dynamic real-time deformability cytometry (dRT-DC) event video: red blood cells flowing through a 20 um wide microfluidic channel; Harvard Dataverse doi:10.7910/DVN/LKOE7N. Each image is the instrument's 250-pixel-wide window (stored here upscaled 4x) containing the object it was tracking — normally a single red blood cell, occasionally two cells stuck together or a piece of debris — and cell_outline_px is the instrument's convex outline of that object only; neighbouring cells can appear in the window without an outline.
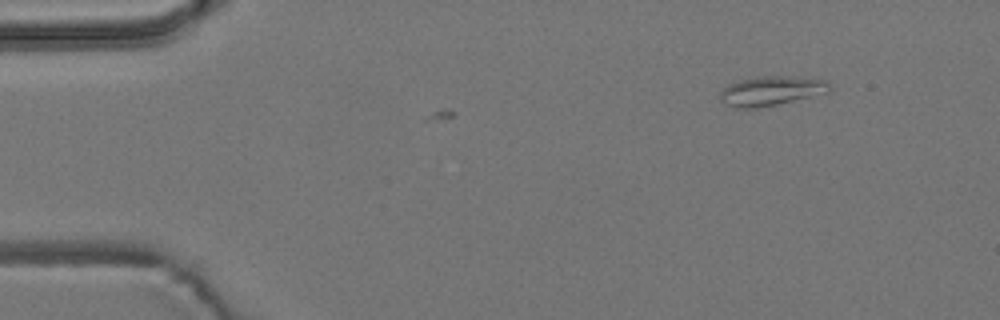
{"species": "common noctule bat (a hibernating species)", "species_latin": "Nyctalus noctula", "temperature_condition": "room temperature", "stored_images_in_passage": 11, "camera_frame_rate_fps": 3000, "um_per_image_px": 0.085, "animal": {"sex": "male", "body_mass_g": 19.2, "forearm_length_mm": 51.8}, "frame": {"image": 1, "passage_image": 11, "time_ms": 3.333, "image_size_px": [1000, 320], "cell_outline_px": [[832, 92], [776, 104], [756, 108], [736, 108], [724, 104], [720, 100], [720, 92], [728, 84], [740, 80], [760, 76], [784, 76], [828, 80], [832, 88]], "centroid_in_image_um": [65.57, 7.72], "position_along_channel_um": 19.4, "area_um2": 18.84}}